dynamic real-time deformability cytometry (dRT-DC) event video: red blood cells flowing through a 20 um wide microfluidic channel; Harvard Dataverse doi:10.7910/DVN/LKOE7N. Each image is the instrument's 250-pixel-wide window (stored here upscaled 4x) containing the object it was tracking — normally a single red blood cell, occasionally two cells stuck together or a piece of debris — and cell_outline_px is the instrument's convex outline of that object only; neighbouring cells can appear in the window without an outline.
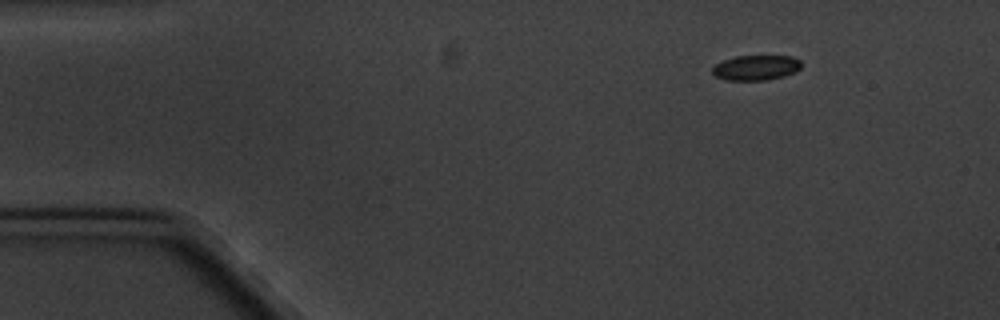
{"species": "common noctule bat (a hibernating species)", "species_latin": "Nyctalus noctula", "temperature_condition": "cold", "stored_images_in_passage": 3, "camera_frame_rate_fps": 3000, "um_per_image_px": 0.085, "animal": {"sex": "male", "body_mass_g": 20.1, "forearm_length_mm": 53.5}, "frame": {"image": 1, "passage_image": 1, "time_ms": 0.0, "image_size_px": [1000, 320], "cell_outline_px": [[800, 68], [796, 72], [784, 76], [764, 80], [724, 80], [716, 76], [712, 72], [712, 68], [716, 64], [724, 60], [736, 56], [792, 56], [800, 60]], "centroid_in_image_um": [64.26, 5.75], "position_along_channel_um": 20.7, "area_um2": 12.95}}
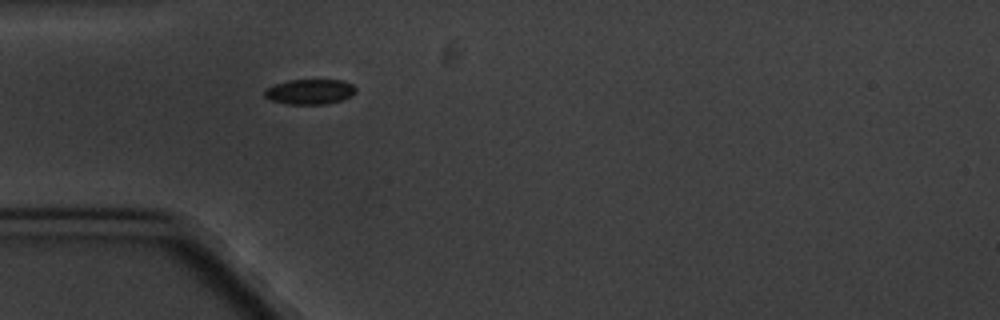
{"frame": {"image": 2, "passage_image": 3, "time_ms": 3.333, "image_size_px": [1000, 320], "cell_outline_px": [[356, 92], [352, 96], [344, 100], [328, 104], [288, 104], [268, 100], [264, 96], [264, 88], [272, 84], [288, 80], [344, 80], [352, 84], [356, 88]], "centroid_in_image_um": [26.32, 7.8], "position_along_channel_um": 58.7, "area_um2": 13.76}}